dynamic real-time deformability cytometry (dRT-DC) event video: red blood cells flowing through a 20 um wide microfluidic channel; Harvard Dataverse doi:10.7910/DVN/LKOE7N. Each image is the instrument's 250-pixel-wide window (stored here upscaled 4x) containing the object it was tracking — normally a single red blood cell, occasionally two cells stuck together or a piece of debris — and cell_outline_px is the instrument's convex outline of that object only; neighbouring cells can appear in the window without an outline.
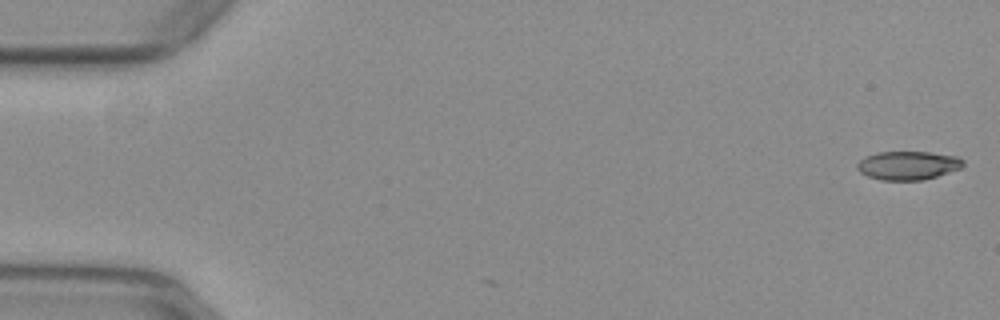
{"species": "common noctule bat (a hibernating species)", "species_latin": "Nyctalus noctula", "temperature_condition": "warm", "stored_images_in_passage": 5, "camera_frame_rate_fps": 3000, "um_per_image_px": 0.085, "animal": {"sex": "female", "body_mass_g": 29.2, "forearm_length_mm": 56.3}, "frame": {"image": 1, "passage_image": 1, "time_ms": 0.0, "image_size_px": [1000, 320], "cell_outline_px": [[964, 164], [960, 168], [924, 180], [880, 180], [868, 176], [860, 172], [856, 168], [856, 164], [860, 160], [868, 156], [880, 152], [928, 152], [956, 156], [964, 160]], "centroid_in_image_um": [77.17, 14.06], "position_along_channel_um": 7.8, "area_um2": 17.51}}